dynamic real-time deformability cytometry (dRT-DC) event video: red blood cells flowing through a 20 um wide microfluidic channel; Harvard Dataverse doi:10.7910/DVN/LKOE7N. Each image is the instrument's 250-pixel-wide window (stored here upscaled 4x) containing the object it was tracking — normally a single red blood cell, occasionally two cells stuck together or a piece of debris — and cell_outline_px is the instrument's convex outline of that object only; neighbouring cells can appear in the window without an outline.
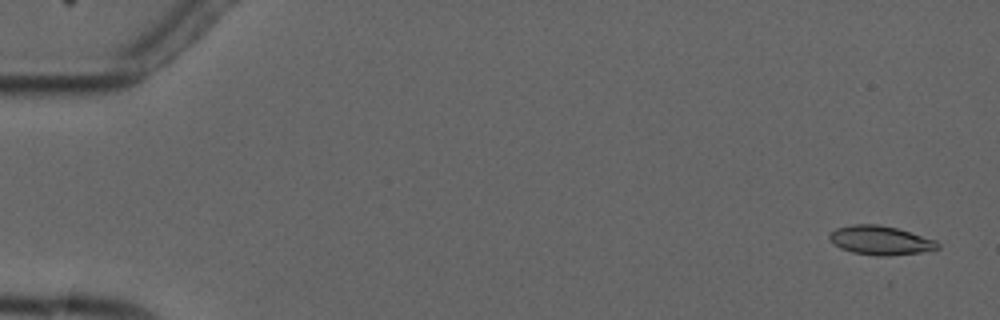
{"species": "common noctule bat (a hibernating species)", "species_latin": "Nyctalus noctula", "temperature_condition": "cold", "stored_images_in_passage": 6, "camera_frame_rate_fps": 3000, "um_per_image_px": 0.085, "animal": {"sex": "male", "forearm_length_mm": 52.5}, "frame": {"image": 1, "passage_image": 1, "time_ms": 0.0, "image_size_px": [1000, 320], "cell_outline_px": [[940, 248], [932, 252], [888, 256], [876, 256], [852, 252], [840, 248], [828, 236], [836, 228], [852, 224], [876, 224], [896, 228], [936, 240], [940, 244]], "centroid_in_image_um": [74.92, 20.45], "position_along_channel_um": 10.1, "area_um2": 18.44}}
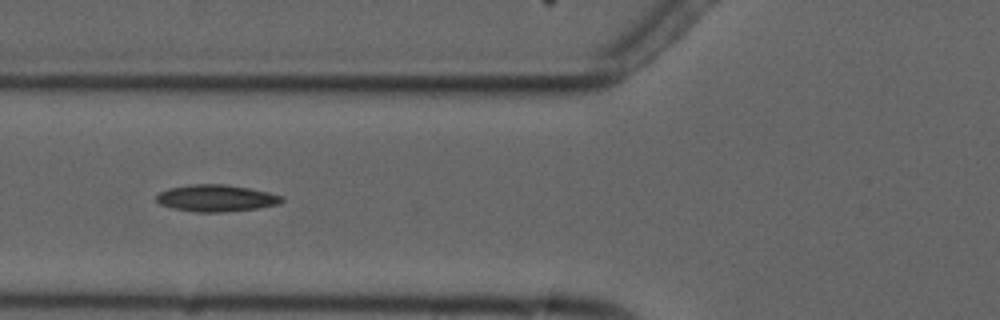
{"frame": {"image": 2, "passage_image": 6, "time_ms": 6.333, "image_size_px": [1000, 320], "cell_outline_px": [[284, 200], [280, 204], [256, 208], [224, 212], [196, 212], [172, 208], [160, 204], [156, 200], [156, 196], [160, 192], [168, 188], [192, 184], [224, 184], [248, 188], [268, 192], [284, 196]], "centroid_in_image_um": [18.38, 16.84], "position_along_channel_um": 107.4, "area_um2": 19.59}}